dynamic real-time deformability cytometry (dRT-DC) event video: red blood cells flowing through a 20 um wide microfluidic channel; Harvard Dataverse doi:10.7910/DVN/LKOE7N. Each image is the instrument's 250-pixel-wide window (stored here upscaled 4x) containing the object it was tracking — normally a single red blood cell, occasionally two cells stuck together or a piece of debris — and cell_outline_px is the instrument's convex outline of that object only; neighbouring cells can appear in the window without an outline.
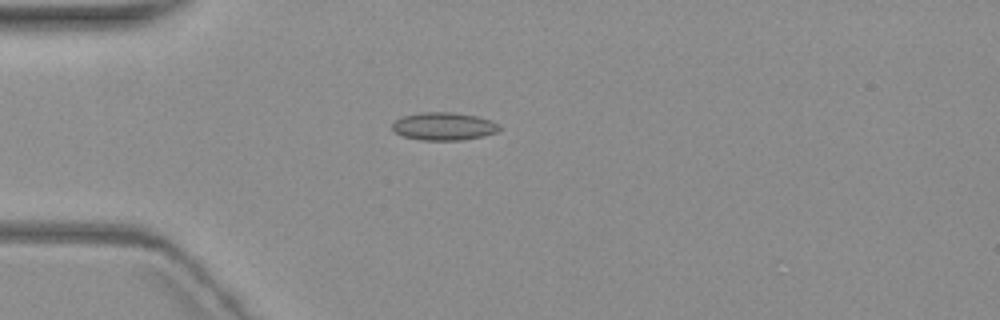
{"species": "common noctule bat (a hibernating species)", "species_latin": "Nyctalus noctula", "temperature_condition": "warm", "stored_images_in_passage": 5, "camera_frame_rate_fps": 3000, "um_per_image_px": 0.085, "animal": {"sex": "female", "body_mass_g": 19.3, "forearm_length_mm": 54.1}, "frame": {"image": 1, "passage_image": 1, "time_ms": 0.0, "image_size_px": [1000, 320], "cell_outline_px": [[504, 128], [496, 132], [484, 136], [460, 140], [420, 140], [404, 136], [396, 132], [392, 128], [392, 124], [396, 120], [404, 116], [420, 112], [452, 112], [476, 116], [492, 120], [500, 124]], "centroid_in_image_um": [37.78, 10.73], "position_along_channel_um": 47.2, "area_um2": 17.46}}
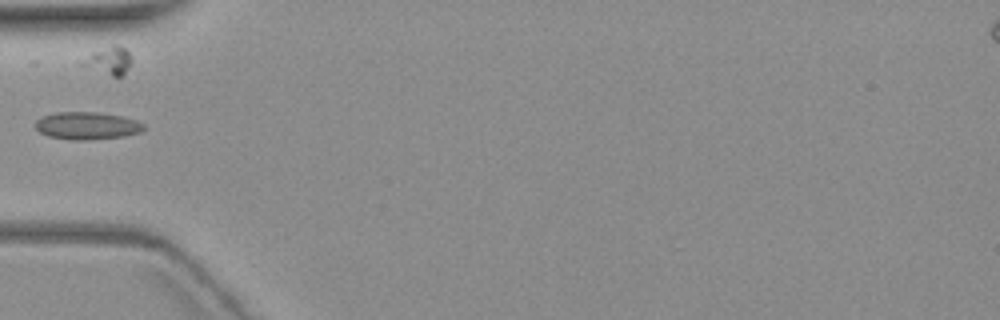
{"frame": {"image": 2, "passage_image": 2, "time_ms": 1.333, "image_size_px": [1000, 320], "cell_outline_px": [[144, 128], [140, 132], [124, 136], [88, 140], [72, 140], [48, 136], [40, 132], [36, 128], [36, 120], [44, 116], [56, 112], [96, 112], [120, 116], [136, 120], [144, 124]], "centroid_in_image_um": [7.39, 10.69], "position_along_channel_um": 77.6, "area_um2": 17.22}}
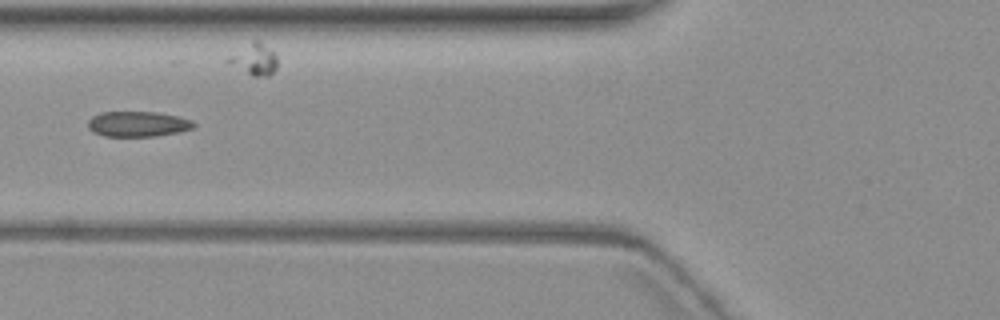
{"frame": {"image": 3, "passage_image": 3, "time_ms": 2.333, "image_size_px": [1000, 320], "cell_outline_px": [[196, 128], [180, 132], [156, 136], [104, 136], [92, 132], [88, 128], [88, 120], [92, 116], [100, 112], [156, 112], [176, 116], [192, 120], [196, 124]], "centroid_in_image_um": [11.72, 10.54], "position_along_channel_um": 114.1, "area_um2": 15.78}}